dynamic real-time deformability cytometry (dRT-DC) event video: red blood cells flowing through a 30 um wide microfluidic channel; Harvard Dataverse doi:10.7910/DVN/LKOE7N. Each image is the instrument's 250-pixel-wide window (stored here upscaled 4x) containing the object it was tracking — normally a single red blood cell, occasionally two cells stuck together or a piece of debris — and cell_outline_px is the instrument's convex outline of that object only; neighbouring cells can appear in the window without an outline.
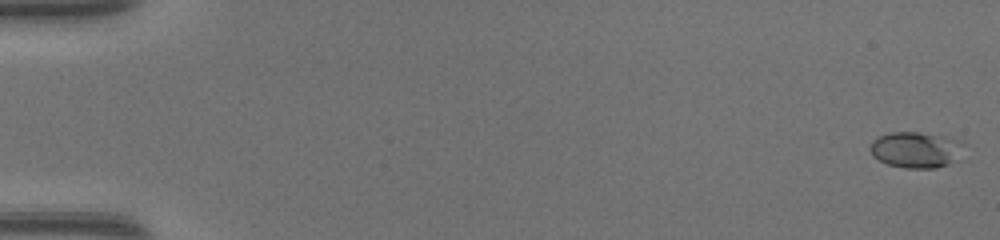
{"species": "common noctule bat (a hibernating species)", "species_latin": "Nyctalus noctula", "temperature_condition": "warm", "stored_images_in_passage": 32, "camera_frame_rate_fps": 3000, "um_per_image_px": 0.085, "animal": {"sex": "female", "body_mass_g": 17.0, "forearm_length_mm": 48.0}, "frame": {"image": 1, "passage_image": 1, "time_ms": 0.0, "image_size_px": [1000, 240], "cell_outline_px": [[972, 148], [948, 164], [936, 168], [904, 168], [888, 164], [872, 156], [872, 140], [876, 136], [888, 132], [920, 132], [948, 136], [960, 140], [968, 144]], "centroid_in_image_um": [77.98, 12.71], "position_along_channel_um": 7.0, "area_um2": 20.35}}
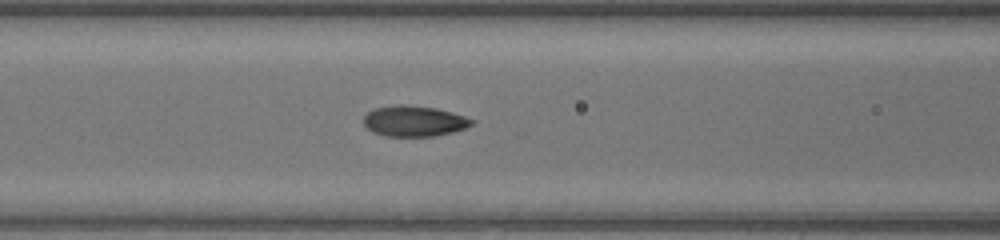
{"frame": {"image": 2, "passage_image": 22, "time_ms": 7.0, "image_size_px": [1000, 240], "cell_outline_px": [[476, 120], [472, 124], [464, 128], [452, 132], [432, 136], [384, 136], [372, 132], [364, 124], [364, 116], [372, 108], [400, 104], [408, 104], [436, 108], [452, 112]], "centroid_in_image_um": [35.18, 10.28], "position_along_channel_um": 131.4, "area_um2": 19.42}}
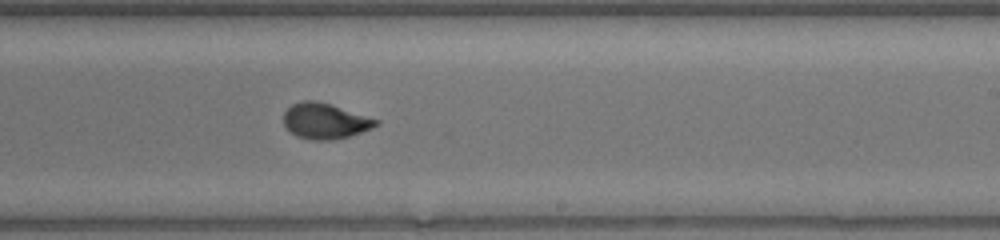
{"frame": {"image": 3, "passage_image": 31, "time_ms": 10.0, "image_size_px": [1000, 240], "cell_outline_px": [[380, 124], [372, 128], [348, 136], [332, 140], [312, 140], [296, 136], [284, 124], [284, 112], [292, 104], [304, 100], [316, 100], [332, 104], [380, 120]], "centroid_in_image_um": [27.65, 10.27], "position_along_channel_um": 261.4, "area_um2": 19.19}}